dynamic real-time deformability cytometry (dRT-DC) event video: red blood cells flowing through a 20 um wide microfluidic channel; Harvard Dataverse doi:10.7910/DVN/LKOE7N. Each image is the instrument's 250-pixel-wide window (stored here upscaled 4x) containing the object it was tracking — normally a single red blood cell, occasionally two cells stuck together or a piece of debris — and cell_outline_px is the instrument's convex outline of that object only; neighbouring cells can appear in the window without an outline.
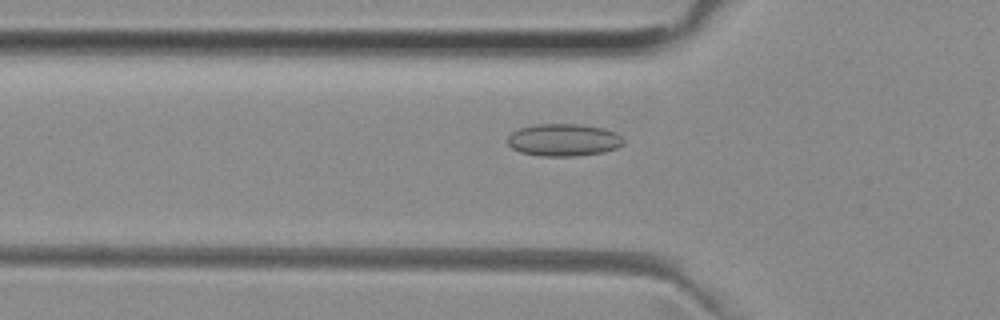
{"species": "common noctule bat (a hibernating species)", "species_latin": "Nyctalus noctula", "temperature_condition": "room temperature", "stored_images_in_passage": 35, "camera_frame_rate_fps": 3000, "um_per_image_px": 0.085, "animal": {"sex": "female", "body_mass_g": 29.2, "forearm_length_mm": 56.3}, "frame": {"image": 1, "passage_image": 7, "time_ms": 2.0, "image_size_px": [1000, 320], "cell_outline_px": [[624, 144], [616, 148], [604, 152], [576, 156], [540, 156], [520, 152], [512, 148], [508, 144], [508, 136], [512, 132], [520, 128], [536, 124], [580, 124], [604, 128], [616, 132], [624, 140]], "centroid_in_image_um": [47.92, 11.9], "position_along_channel_um": 77.9, "area_um2": 21.96}}
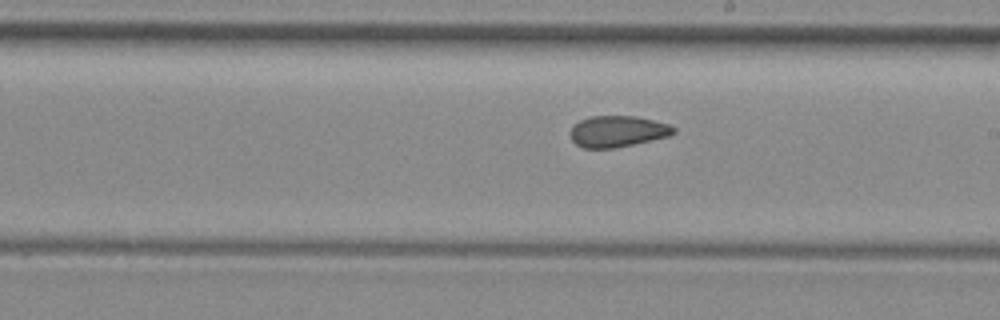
{"frame": {"image": 2, "passage_image": 19, "time_ms": 6.0, "image_size_px": [1000, 320], "cell_outline_px": [[676, 132], [668, 136], [616, 148], [584, 148], [576, 144], [572, 140], [568, 132], [572, 124], [588, 116], [636, 116], [668, 124], [676, 128]], "centroid_in_image_um": [52.44, 11.16], "position_along_channel_um": 236.6, "area_um2": 18.96}}
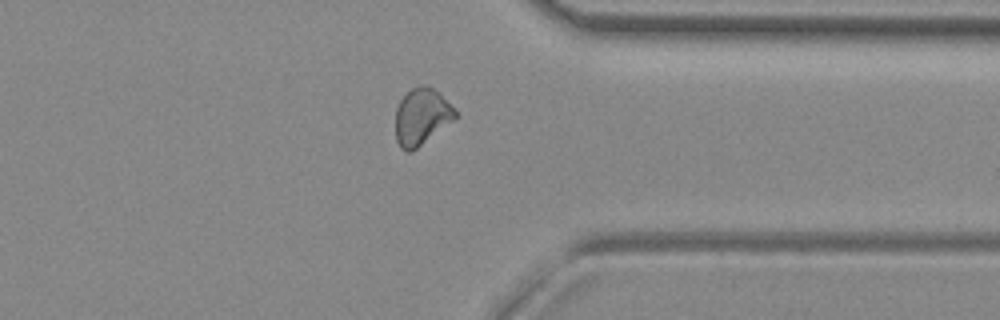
{"frame": {"image": 3, "passage_image": 30, "time_ms": 9.667, "image_size_px": [1000, 320], "cell_outline_px": [[456, 120], [412, 152], [408, 152], [400, 148], [396, 140], [396, 108], [400, 100], [412, 88], [420, 84], [428, 84], [456, 108]], "centroid_in_image_um": [35.86, 9.93], "position_along_channel_um": 375.5, "area_um2": 20.06}, "authors_computed_cell_mechanics": {"area_um2": 19.4786, "velocity_mm_per_s": 3.9562, "shape_relaxation_time_tau1_ms": null, "shape_relaxation_time_tau2_ms": 2.5793, "deformation_change_tau1": null, "deformation_change_tau2": 0.0735}}